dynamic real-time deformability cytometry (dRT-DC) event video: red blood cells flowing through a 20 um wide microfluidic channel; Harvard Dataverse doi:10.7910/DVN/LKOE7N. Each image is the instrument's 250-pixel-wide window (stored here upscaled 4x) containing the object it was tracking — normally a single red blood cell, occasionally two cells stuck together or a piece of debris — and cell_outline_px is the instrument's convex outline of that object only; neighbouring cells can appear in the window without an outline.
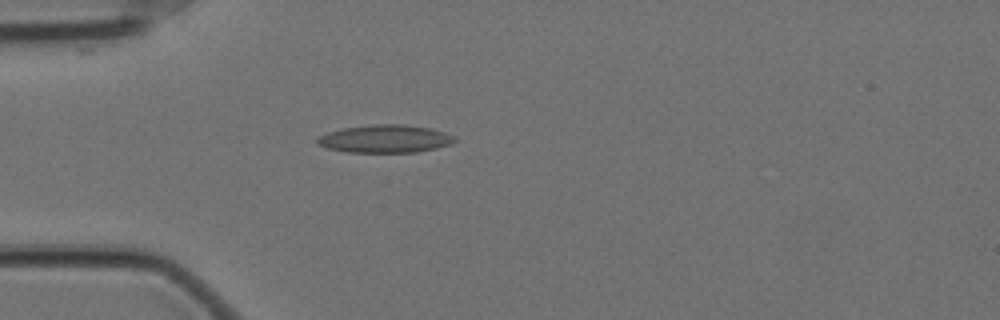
{"species": "Egyptian fruit bat (a non-hibernating species)", "species_latin": "Rousettus aegyptiacus", "temperature_condition": "cold", "stored_images_in_passage": 57, "camera_frame_rate_fps": 3000, "um_per_image_px": 0.085, "animal": {"sex": "female"}, "frame": {"image": 1, "passage_image": 16, "time_ms": 5.0, "image_size_px": [1000, 320], "cell_outline_px": [[456, 140], [452, 144], [436, 148], [416, 152], [348, 152], [328, 148], [316, 144], [316, 136], [328, 132], [344, 128], [372, 124], [404, 124], [428, 128], [444, 132], [452, 136]], "centroid_in_image_um": [32.69, 11.8], "position_along_channel_um": 52.3, "area_um2": 22.25}}
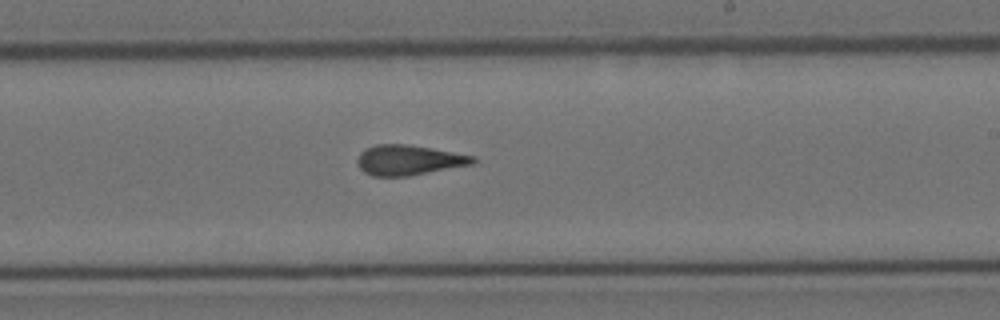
{"frame": {"image": 2, "passage_image": 34, "time_ms": 11.0, "image_size_px": [1000, 320], "cell_outline_px": [[476, 164], [408, 176], [372, 176], [364, 172], [360, 168], [356, 160], [360, 152], [364, 148], [376, 144], [408, 144], [432, 148], [476, 156]], "centroid_in_image_um": [34.76, 13.6], "position_along_channel_um": 254.2, "area_um2": 20.58}}
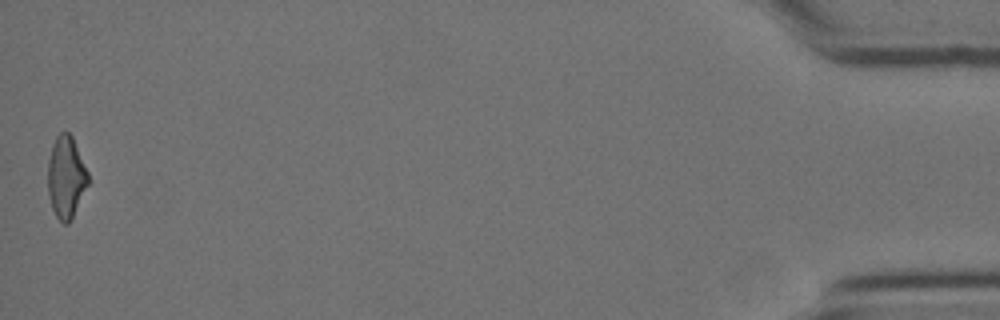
{"frame": {"image": 3, "passage_image": 57, "time_ms": 18.667, "image_size_px": [1000, 320], "cell_outline_px": [[88, 184], [72, 220], [68, 224], [64, 224], [56, 216], [52, 208], [48, 192], [48, 160], [52, 144], [56, 136], [60, 132], [68, 132], [72, 136], [88, 172]], "centroid_in_image_um": [5.61, 15.07], "position_along_channel_um": 429.6, "area_um2": 19.25}, "authors_computed_cell_mechanics": {"area_um2": 20.4612, "velocity_mm_per_s": 3.5129, "shape_relaxation_time_tau1_ms": null, "shape_relaxation_time_tau2_ms": 2.9459, "deformation_change_tau1": null, "deformation_change_tau2": 0.1263}}